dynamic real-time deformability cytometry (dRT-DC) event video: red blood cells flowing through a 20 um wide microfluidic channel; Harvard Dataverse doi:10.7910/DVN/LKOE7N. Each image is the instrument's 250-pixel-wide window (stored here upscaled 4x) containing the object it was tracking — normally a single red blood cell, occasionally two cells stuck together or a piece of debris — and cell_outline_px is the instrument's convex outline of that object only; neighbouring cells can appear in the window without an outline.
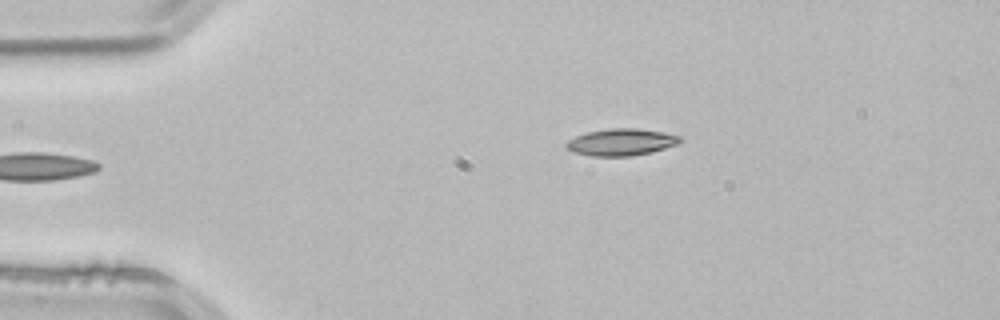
{"species": "common noctule bat (a hibernating species)", "species_latin": "Nyctalus noctula", "temperature_condition": "room temperature", "stored_images_in_passage": 3, "camera_frame_rate_fps": 3000, "um_per_image_px": 0.085, "animal": {"sex": "male", "body_mass_g": 21.5, "forearm_length_mm": 52.0}, "frame": {"image": 1, "passage_image": 3, "time_ms": 0.667, "image_size_px": [1000, 320], "cell_outline_px": [[684, 140], [680, 144], [652, 152], [632, 156], [592, 156], [572, 152], [564, 144], [568, 140], [576, 136], [588, 132], [612, 128], [636, 128], [664, 132], [680, 136]], "centroid_in_image_um": [52.85, 12.08], "position_along_channel_um": 32.1, "area_um2": 17.98}}